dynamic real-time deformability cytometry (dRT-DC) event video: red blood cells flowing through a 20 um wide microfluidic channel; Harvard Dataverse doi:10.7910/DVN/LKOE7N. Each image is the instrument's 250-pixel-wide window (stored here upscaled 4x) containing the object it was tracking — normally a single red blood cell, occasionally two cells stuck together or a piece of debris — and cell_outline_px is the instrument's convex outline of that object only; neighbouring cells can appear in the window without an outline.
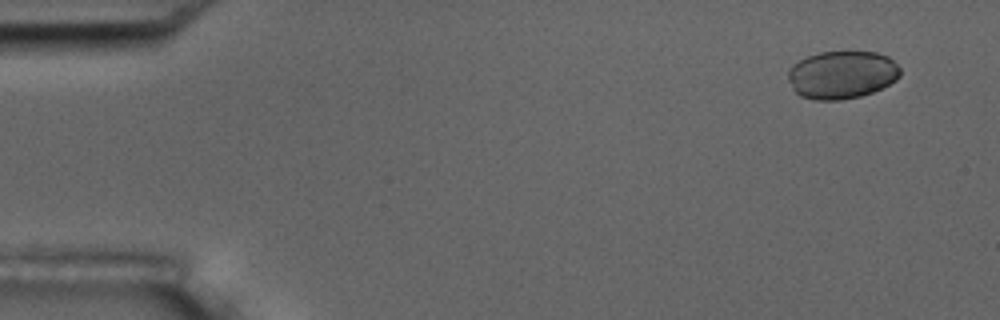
{"species": "common noctule bat (a hibernating species)", "species_latin": "Nyctalus noctula", "temperature_condition": "room temperature", "stored_images_in_passage": 4, "camera_frame_rate_fps": 3000, "um_per_image_px": 0.085, "animal": {"sex": "male", "body_mass_g": 17.5, "forearm_length_mm": 52.3}, "frame": {"image": 1, "passage_image": 1, "time_ms": 0.0, "image_size_px": [1000, 320], "cell_outline_px": [[900, 76], [896, 80], [872, 92], [860, 96], [840, 100], [816, 100], [800, 96], [792, 88], [788, 80], [788, 68], [792, 64], [808, 56], [820, 52], [876, 52], [888, 56], [900, 68]], "centroid_in_image_um": [71.53, 6.35], "position_along_channel_um": 13.5, "area_um2": 31.27}}